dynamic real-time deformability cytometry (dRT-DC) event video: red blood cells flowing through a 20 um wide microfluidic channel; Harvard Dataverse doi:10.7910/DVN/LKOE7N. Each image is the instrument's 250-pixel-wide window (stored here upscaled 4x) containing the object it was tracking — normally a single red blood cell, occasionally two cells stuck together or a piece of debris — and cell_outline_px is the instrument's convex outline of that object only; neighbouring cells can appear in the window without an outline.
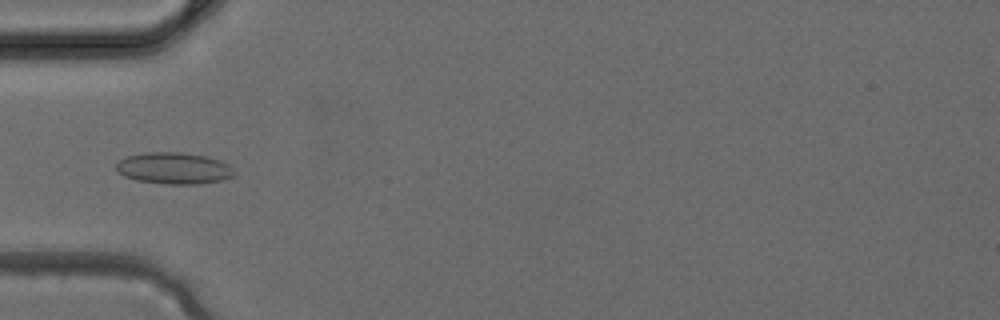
{"species": "common noctule bat (a hibernating species)", "species_latin": "Nyctalus noctula", "temperature_condition": "cold", "stored_images_in_passage": 3, "camera_frame_rate_fps": 3000, "um_per_image_px": 0.085, "animal": {"sex": "female", "body_mass_g": 24.6, "forearm_length_mm": 56.2}, "frame": {"image": 1, "passage_image": 3, "time_ms": 0.667, "image_size_px": [1000, 320], "cell_outline_px": [[236, 176], [224, 180], [200, 184], [164, 184], [136, 180], [124, 176], [116, 172], [116, 164], [120, 160], [128, 156], [144, 152], [180, 152], [204, 156], [220, 160], [228, 164], [236, 172]], "centroid_in_image_um": [14.8, 14.31], "position_along_channel_um": 70.2, "area_um2": 21.96}}